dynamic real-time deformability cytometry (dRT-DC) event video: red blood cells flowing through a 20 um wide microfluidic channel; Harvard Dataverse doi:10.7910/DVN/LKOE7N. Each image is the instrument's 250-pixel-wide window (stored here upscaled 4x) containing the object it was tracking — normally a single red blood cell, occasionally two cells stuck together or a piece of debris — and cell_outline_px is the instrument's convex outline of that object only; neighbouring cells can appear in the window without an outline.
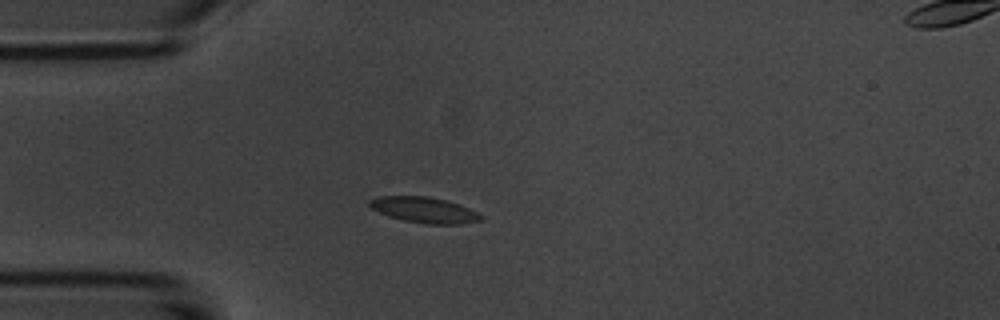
{"species": "common noctule bat (a hibernating species)", "species_latin": "Nyctalus noctula", "temperature_condition": "room temperature", "stored_images_in_passage": 3, "camera_frame_rate_fps": 3000, "um_per_image_px": 0.085, "animal": {"sex": "male", "body_mass_g": 20.1, "forearm_length_mm": 53.5}, "frame": {"image": 1, "passage_image": 2, "time_ms": 1.0, "image_size_px": [1000, 320], "cell_outline_px": [[484, 216], [480, 220], [460, 224], [424, 224], [404, 220], [388, 216], [372, 208], [368, 204], [368, 200], [376, 196], [428, 196], [460, 204]], "centroid_in_image_um": [36.03, 17.84], "position_along_channel_um": 49.0, "area_um2": 16.65}}